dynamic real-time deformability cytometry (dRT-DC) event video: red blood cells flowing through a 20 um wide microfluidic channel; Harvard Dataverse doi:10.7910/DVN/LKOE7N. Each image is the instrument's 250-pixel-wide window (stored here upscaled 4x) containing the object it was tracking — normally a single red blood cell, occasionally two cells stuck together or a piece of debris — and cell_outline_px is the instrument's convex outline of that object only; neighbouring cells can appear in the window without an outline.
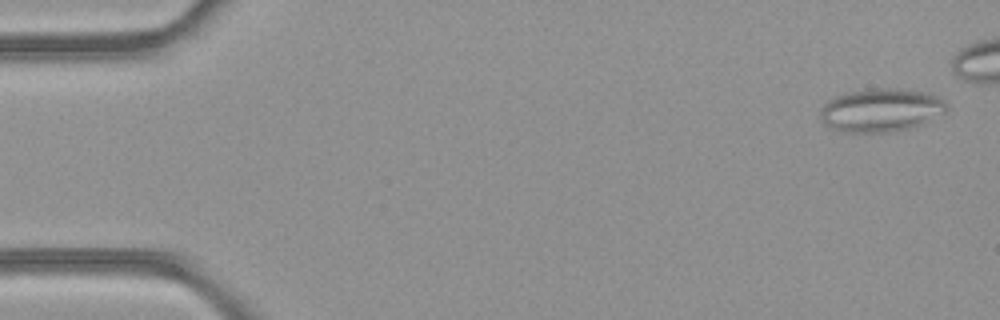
{"species": "common noctule bat (a hibernating species)", "species_latin": "Nyctalus noctula", "temperature_condition": "room temperature", "stored_images_in_passage": 42, "camera_frame_rate_fps": 3000, "um_per_image_px": 0.085, "animal": {"sex": "female", "body_mass_g": 21.9}, "frame": {"image": 1, "passage_image": 2, "time_ms": 0.333, "image_size_px": [1000, 320], "cell_outline_px": [[948, 112], [924, 124], [908, 128], [884, 132], [844, 132], [832, 128], [820, 120], [820, 108], [828, 100], [836, 96], [848, 92], [872, 88], [900, 88], [924, 92], [936, 96], [944, 100], [948, 104]], "centroid_in_image_um": [74.92, 9.35], "position_along_channel_um": 10.1, "area_um2": 32.14}}
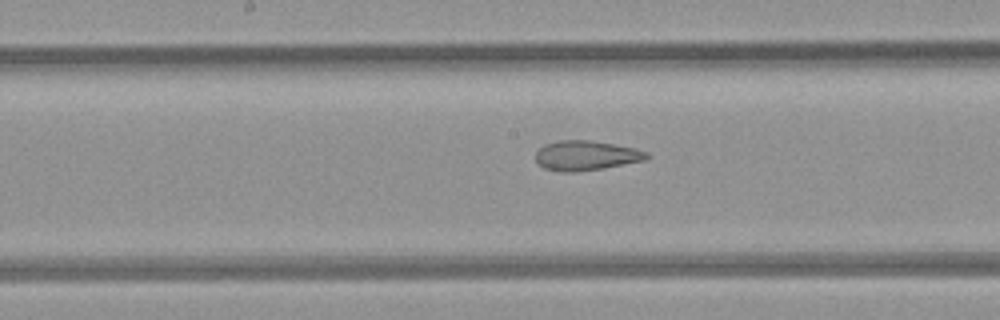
{"frame": {"image": 2, "passage_image": 25, "time_ms": 8.0, "image_size_px": [1000, 320], "cell_outline_px": [[648, 160], [604, 168], [576, 172], [560, 172], [544, 168], [536, 160], [536, 152], [544, 144], [560, 140], [592, 140], [616, 144], [636, 148], [648, 152]], "centroid_in_image_um": [49.85, 13.22], "position_along_channel_um": 198.4, "area_um2": 19.48}}
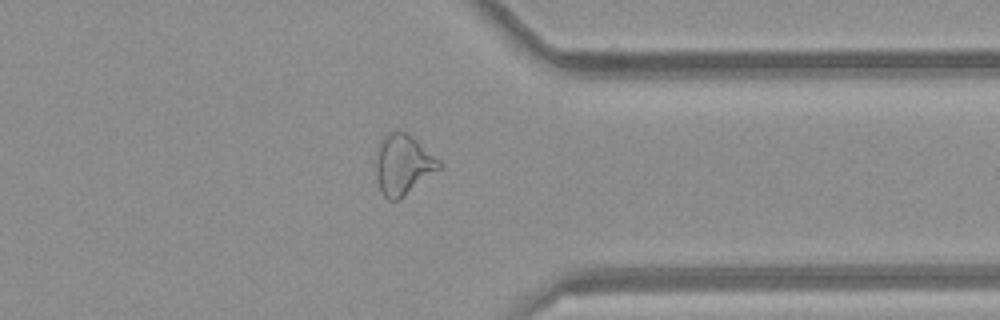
{"frame": {"image": 3, "passage_image": 38, "time_ms": 12.333, "image_size_px": [1000, 320], "cell_outline_px": [[444, 164], [440, 168], [404, 196], [396, 200], [388, 200], [380, 192], [376, 176], [376, 160], [380, 140], [388, 132], [396, 128], [412, 136], [440, 160]], "centroid_in_image_um": [34.24, 13.97], "position_along_channel_um": 377.2, "area_um2": 22.2}}